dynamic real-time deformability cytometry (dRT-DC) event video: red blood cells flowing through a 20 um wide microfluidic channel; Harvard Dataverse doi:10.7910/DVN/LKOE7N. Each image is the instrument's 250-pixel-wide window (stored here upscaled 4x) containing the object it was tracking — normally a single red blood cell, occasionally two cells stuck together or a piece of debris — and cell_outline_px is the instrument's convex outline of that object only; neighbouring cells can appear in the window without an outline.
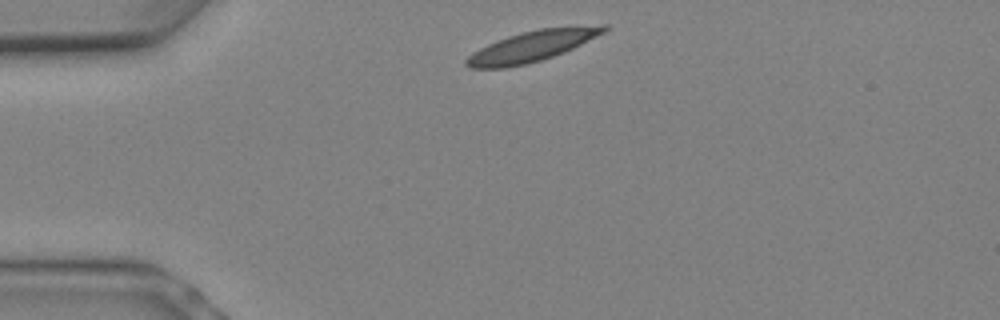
{"species": "Egyptian fruit bat (a non-hibernating species)", "species_latin": "Rousettus aegyptiacus", "temperature_condition": "warm", "stored_images_in_passage": 4, "camera_frame_rate_fps": 3000, "um_per_image_px": 0.085, "animal": {"sex": "female"}, "frame": {"image": 1, "passage_image": 1, "time_ms": 0.0, "image_size_px": [1000, 320], "cell_outline_px": [[608, 28], [604, 32], [564, 52], [528, 64], [504, 68], [472, 68], [464, 64], [464, 60], [472, 52], [496, 40], [508, 36], [540, 28], [600, 24], [608, 24]], "centroid_in_image_um": [45.21, 3.92], "position_along_channel_um": 39.8, "area_um2": 24.51}}
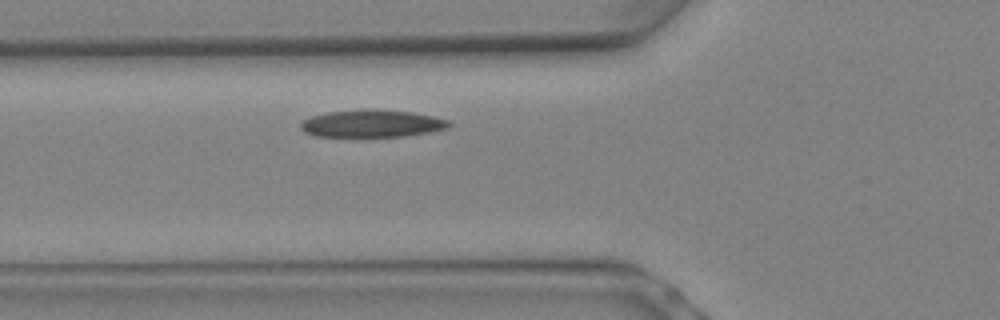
{"frame": {"image": 2, "passage_image": 4, "time_ms": 1.0, "image_size_px": [1000, 320], "cell_outline_px": [[452, 124], [448, 128], [428, 132], [404, 136], [316, 136], [304, 132], [300, 128], [300, 124], [304, 120], [312, 116], [328, 112], [364, 108], [376, 108], [412, 112], [432, 116], [448, 120]], "centroid_in_image_um": [31.61, 10.48], "position_along_channel_um": 94.2, "area_um2": 23.76}}